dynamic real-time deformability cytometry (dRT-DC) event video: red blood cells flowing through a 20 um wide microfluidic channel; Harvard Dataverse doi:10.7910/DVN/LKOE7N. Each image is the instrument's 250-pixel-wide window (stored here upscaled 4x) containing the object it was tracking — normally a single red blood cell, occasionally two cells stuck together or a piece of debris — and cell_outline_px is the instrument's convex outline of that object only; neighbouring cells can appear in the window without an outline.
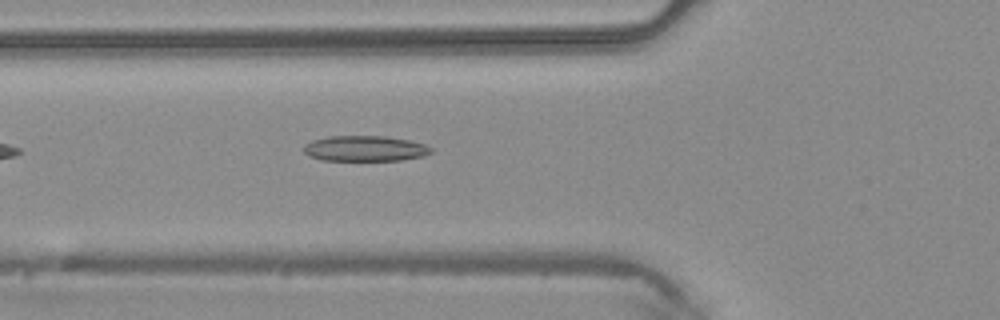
{"species": "common noctule bat (a hibernating species)", "species_latin": "Nyctalus noctula", "temperature_condition": "warm", "stored_images_in_passage": 6, "camera_frame_rate_fps": 3000, "um_per_image_px": 0.085, "animal": {"sex": "male", "body_mass_g": 20.4}, "frame": {"image": 1, "passage_image": 3, "time_ms": 0.667, "image_size_px": [1000, 320], "cell_outline_px": [[432, 152], [424, 156], [400, 160], [320, 160], [308, 156], [304, 152], [304, 144], [312, 140], [328, 136], [384, 136], [408, 140], [424, 144], [432, 148]], "centroid_in_image_um": [30.99, 12.62], "position_along_channel_um": 94.8, "area_um2": 18.96}}